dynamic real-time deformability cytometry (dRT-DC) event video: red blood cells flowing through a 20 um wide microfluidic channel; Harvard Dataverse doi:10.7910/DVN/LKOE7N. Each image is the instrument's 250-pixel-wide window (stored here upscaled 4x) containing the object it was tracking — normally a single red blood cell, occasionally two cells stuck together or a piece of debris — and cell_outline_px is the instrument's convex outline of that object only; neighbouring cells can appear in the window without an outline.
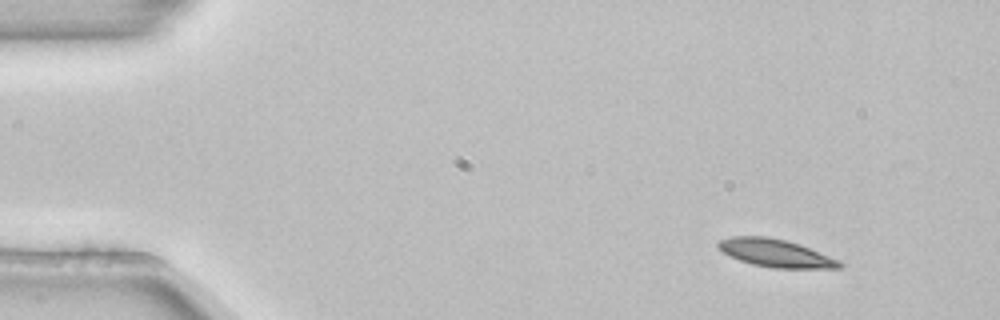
{"species": "common noctule bat (a hibernating species)", "species_latin": "Nyctalus noctula", "temperature_condition": "room temperature", "stored_images_in_passage": 53, "camera_frame_rate_fps": 3000, "um_per_image_px": 0.085, "animal": {"sex": "female", "body_mass_g": 22.7, "forearm_length_mm": 54.2}, "frame": {"image": 1, "passage_image": 5, "time_ms": 1.333, "image_size_px": [1000, 320], "cell_outline_px": [[844, 264], [840, 268], [772, 268], [752, 264], [740, 260], [724, 252], [716, 244], [720, 240], [732, 236], [768, 236], [800, 244], [840, 260]], "centroid_in_image_um": [65.96, 21.51], "position_along_channel_um": 19.0, "area_um2": 19.54}}
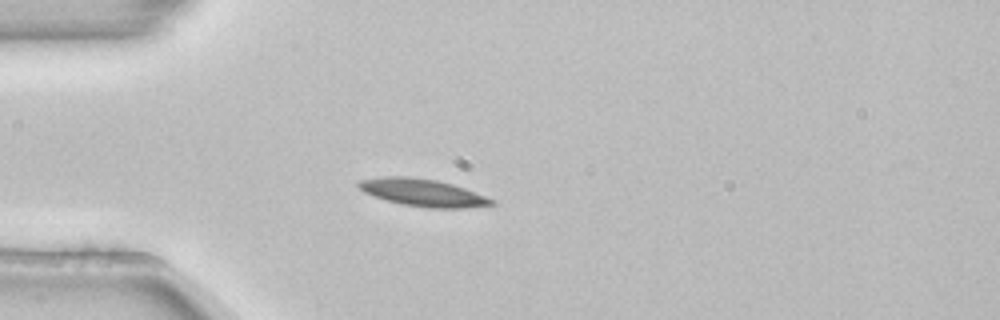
{"frame": {"image": 2, "passage_image": 14, "time_ms": 4.333, "image_size_px": [1000, 320], "cell_outline_px": [[496, 204], [464, 208], [428, 208], [404, 204], [388, 200], [364, 192], [356, 184], [356, 180], [384, 176], [408, 176], [436, 180], [452, 184], [464, 188], [496, 200]], "centroid_in_image_um": [35.94, 16.36], "position_along_channel_um": 49.1, "area_um2": 21.1}}
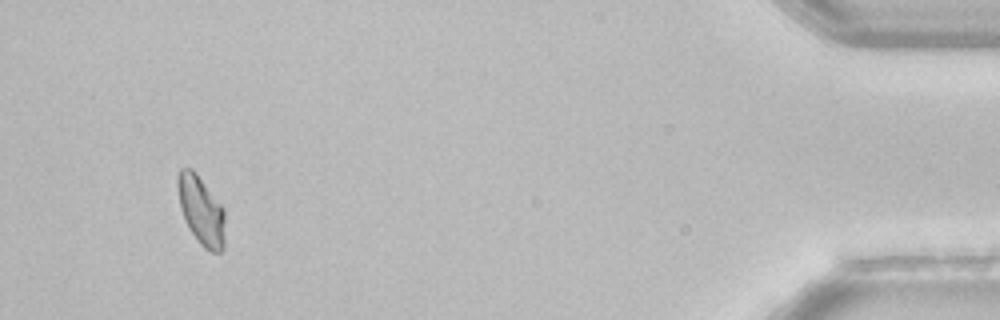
{"frame": {"image": 3, "passage_image": 50, "time_ms": 16.333, "image_size_px": [1000, 320], "cell_outline_px": [[224, 248], [220, 252], [212, 252], [204, 248], [200, 244], [184, 220], [180, 208], [176, 184], [176, 176], [180, 168], [192, 168], [224, 208]], "centroid_in_image_um": [17.07, 17.87], "position_along_channel_um": 418.1, "area_um2": 19.02}, "authors_computed_cell_mechanics": {"area_um2": 19.4786, "velocity_mm_per_s": 3.8278, "shape_relaxation_time_tau1_ms": 2.3785, "shape_relaxation_time_tau2_ms": null, "deformation_change_tau1": 0.0935, "deformation_change_tau2": null}}